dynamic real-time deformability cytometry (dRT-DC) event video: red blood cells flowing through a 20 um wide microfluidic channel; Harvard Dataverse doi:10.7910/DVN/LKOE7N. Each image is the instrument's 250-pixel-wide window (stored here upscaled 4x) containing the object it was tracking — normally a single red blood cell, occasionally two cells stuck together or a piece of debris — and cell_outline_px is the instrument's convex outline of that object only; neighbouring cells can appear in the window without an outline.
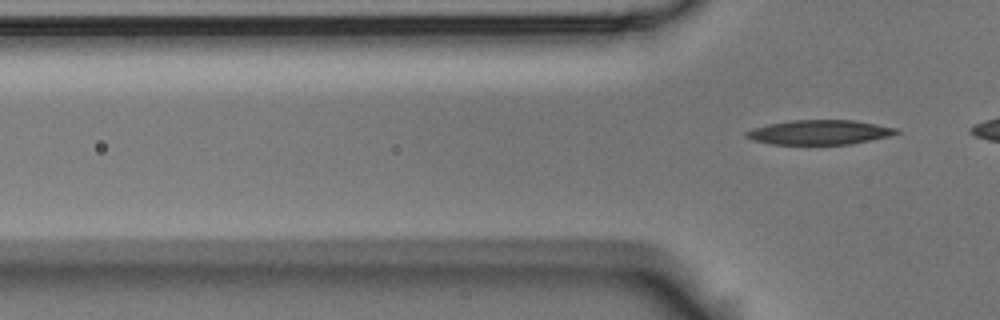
{"species": "Egyptian fruit bat (a non-hibernating species)", "species_latin": "Rousettus aegyptiacus", "temperature_condition": "room temperature", "stored_images_in_passage": 3, "camera_frame_rate_fps": 3000, "um_per_image_px": 0.085, "animal": {"sex": "male"}, "frame": {"image": 1, "passage_image": 3, "time_ms": 0.667, "image_size_px": [1000, 320], "cell_outline_px": [[900, 132], [888, 136], [852, 144], [772, 144], [752, 140], [744, 136], [744, 132], [752, 128], [768, 124], [792, 120], [852, 120], [876, 124], [896, 128]], "centroid_in_image_um": [69.6, 11.24], "position_along_channel_um": 56.2, "area_um2": 21.39}}